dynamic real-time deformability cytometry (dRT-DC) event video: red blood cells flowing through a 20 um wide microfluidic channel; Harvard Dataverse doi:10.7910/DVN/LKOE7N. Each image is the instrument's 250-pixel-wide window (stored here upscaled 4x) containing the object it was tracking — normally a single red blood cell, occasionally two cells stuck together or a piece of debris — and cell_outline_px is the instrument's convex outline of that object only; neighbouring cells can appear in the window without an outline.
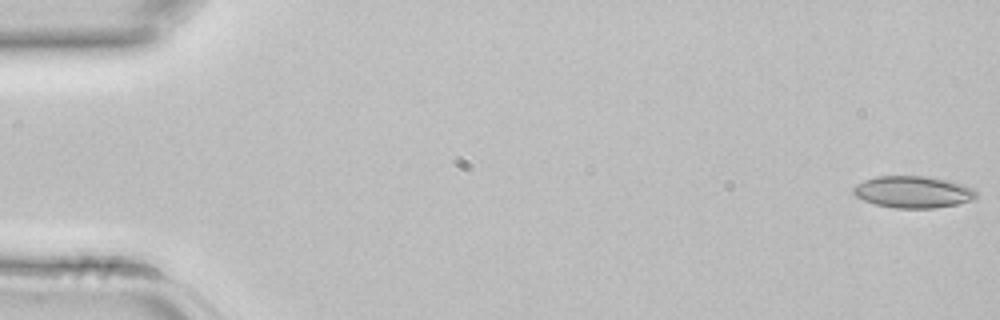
{"species": "common noctule bat (a hibernating species)", "species_latin": "Nyctalus noctula", "temperature_condition": "room temperature", "stored_images_in_passage": 11, "camera_frame_rate_fps": 3000, "um_per_image_px": 0.085, "animal": {"sex": "female", "body_mass_g": 22.7, "forearm_length_mm": 54.2}, "frame": {"image": 1, "passage_image": 1, "time_ms": 0.0, "image_size_px": [1000, 320], "cell_outline_px": [[980, 196], [972, 200], [956, 204], [936, 208], [896, 208], [876, 204], [864, 200], [856, 196], [852, 192], [852, 188], [856, 184], [864, 180], [876, 176], [928, 176], [960, 184], [972, 188]], "centroid_in_image_um": [77.59, 16.32], "position_along_channel_um": 7.4, "area_um2": 22.72}}